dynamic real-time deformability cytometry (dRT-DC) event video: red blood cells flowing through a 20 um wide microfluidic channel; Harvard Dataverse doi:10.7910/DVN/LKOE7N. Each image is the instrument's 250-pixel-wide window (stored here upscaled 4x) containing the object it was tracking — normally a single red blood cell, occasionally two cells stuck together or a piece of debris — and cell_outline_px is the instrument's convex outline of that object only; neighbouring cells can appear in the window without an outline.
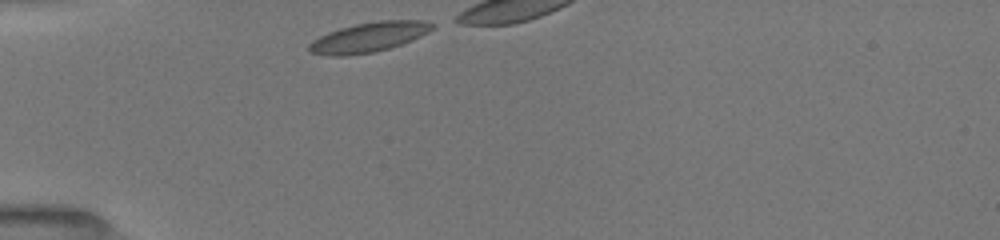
{"species": "common noctule bat (a hibernating species)", "species_latin": "Nyctalus noctula", "temperature_condition": "room temperature", "stored_images_in_passage": 4, "camera_frame_rate_fps": 3000, "um_per_image_px": 0.085, "animal": {"sex": "female", "body_mass_g": 19.5, "forearm_length_mm": 54.1}, "frame": {"image": 1, "passage_image": 1, "time_ms": 0.0, "image_size_px": [1000, 240], "cell_outline_px": [[436, 24], [428, 32], [420, 36], [400, 44], [388, 48], [372, 52], [344, 56], [328, 56], [312, 52], [308, 48], [308, 44], [312, 40], [328, 32], [340, 28], [356, 24], [380, 20], [424, 20]], "centroid_in_image_um": [31.33, 3.15], "position_along_channel_um": 53.7, "area_um2": 21.15}}